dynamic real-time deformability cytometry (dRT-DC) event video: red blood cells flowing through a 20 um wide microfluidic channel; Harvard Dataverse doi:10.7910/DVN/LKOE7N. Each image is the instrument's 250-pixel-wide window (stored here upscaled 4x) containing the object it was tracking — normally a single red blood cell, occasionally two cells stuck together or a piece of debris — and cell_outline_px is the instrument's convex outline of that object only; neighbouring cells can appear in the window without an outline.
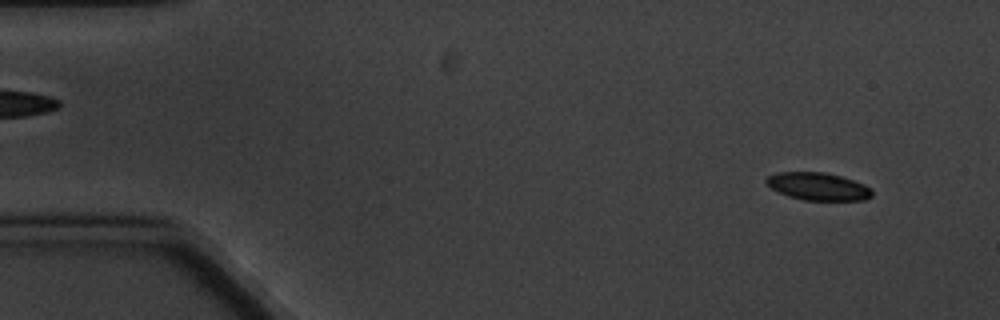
{"species": "common noctule bat (a hibernating species)", "species_latin": "Nyctalus noctula", "temperature_condition": "cold", "stored_images_in_passage": 6, "camera_frame_rate_fps": 3000, "um_per_image_px": 0.085, "animal": {"sex": "male", "body_mass_g": 20.1, "forearm_length_mm": 53.5}, "frame": {"image": 1, "passage_image": 2, "time_ms": 1.0, "image_size_px": [1000, 320], "cell_outline_px": [[872, 196], [864, 200], [804, 200], [788, 196], [772, 188], [764, 180], [768, 176], [776, 172], [824, 172], [840, 176], [864, 184], [872, 188]], "centroid_in_image_um": [69.54, 15.84], "position_along_channel_um": 15.5, "area_um2": 16.94}}
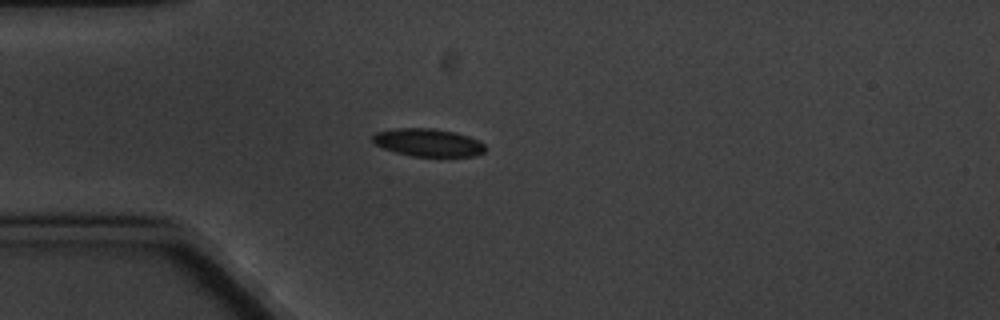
{"frame": {"image": 2, "passage_image": 5, "time_ms": 4.667, "image_size_px": [1000, 320], "cell_outline_px": [[484, 152], [472, 156], [412, 156], [396, 152], [384, 148], [376, 144], [372, 140], [372, 136], [376, 132], [396, 128], [432, 128], [456, 132], [480, 140], [484, 144]], "centroid_in_image_um": [36.39, 12.1], "position_along_channel_um": 48.6, "area_um2": 18.15}}